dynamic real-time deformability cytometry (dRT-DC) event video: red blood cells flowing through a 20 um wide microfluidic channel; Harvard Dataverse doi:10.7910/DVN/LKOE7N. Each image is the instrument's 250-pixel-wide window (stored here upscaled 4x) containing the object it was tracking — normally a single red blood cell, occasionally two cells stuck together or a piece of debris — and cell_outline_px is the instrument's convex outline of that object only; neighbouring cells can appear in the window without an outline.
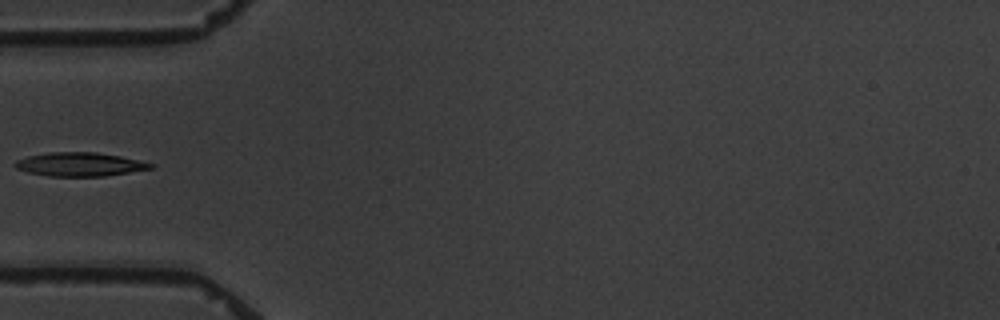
{"species": "common noctule bat (a hibernating species)", "species_latin": "Nyctalus noctula", "temperature_condition": "warm", "stored_images_in_passage": 12, "camera_frame_rate_fps": 3000, "um_per_image_px": 0.085, "animal": {"sex": "male", "body_mass_g": 19.5, "forearm_length_mm": 54.6}, "frame": {"image": 1, "passage_image": 1, "time_ms": 0.0, "image_size_px": [1000, 320], "cell_outline_px": [[156, 164], [152, 168], [104, 176], [48, 176], [28, 172], [16, 168], [12, 164], [16, 160], [28, 156], [48, 152], [96, 152], [120, 156]], "centroid_in_image_um": [6.75, 13.96], "position_along_channel_um": 78.3, "area_um2": 18.67}}
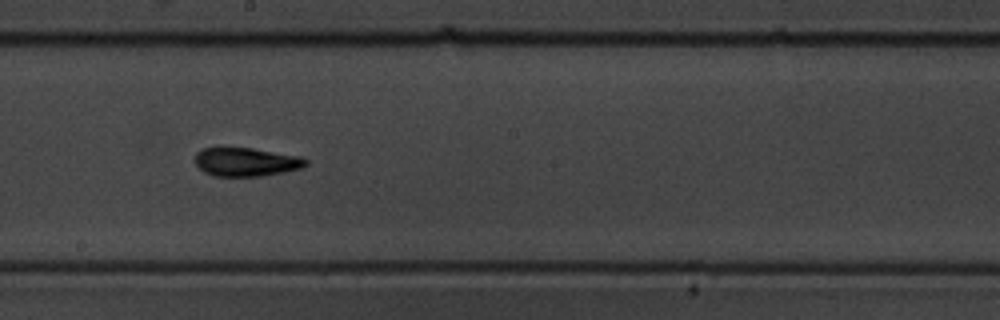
{"frame": {"image": 2, "passage_image": 5, "time_ms": 4.333, "image_size_px": [1000, 320], "cell_outline_px": [[308, 164], [300, 168], [284, 172], [260, 176], [212, 176], [204, 172], [196, 164], [196, 152], [204, 148], [252, 148], [300, 156], [308, 160]], "centroid_in_image_um": [20.93, 13.77], "position_along_channel_um": 227.3, "area_um2": 18.38}}
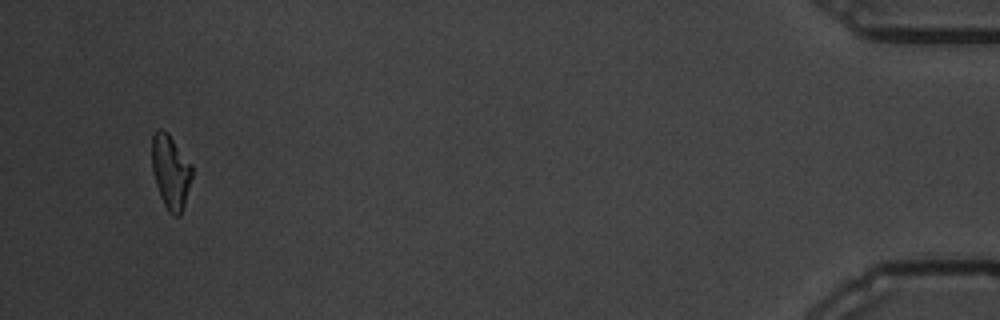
{"frame": {"image": 3, "passage_image": 11, "time_ms": 12.333, "image_size_px": [1000, 320], "cell_outline_px": [[192, 176], [184, 204], [180, 216], [172, 216], [168, 212], [160, 196], [156, 184], [152, 168], [152, 136], [156, 128], [160, 128], [168, 132], [192, 164]], "centroid_in_image_um": [14.5, 14.57], "position_along_channel_um": 420.7, "area_um2": 17.4}}